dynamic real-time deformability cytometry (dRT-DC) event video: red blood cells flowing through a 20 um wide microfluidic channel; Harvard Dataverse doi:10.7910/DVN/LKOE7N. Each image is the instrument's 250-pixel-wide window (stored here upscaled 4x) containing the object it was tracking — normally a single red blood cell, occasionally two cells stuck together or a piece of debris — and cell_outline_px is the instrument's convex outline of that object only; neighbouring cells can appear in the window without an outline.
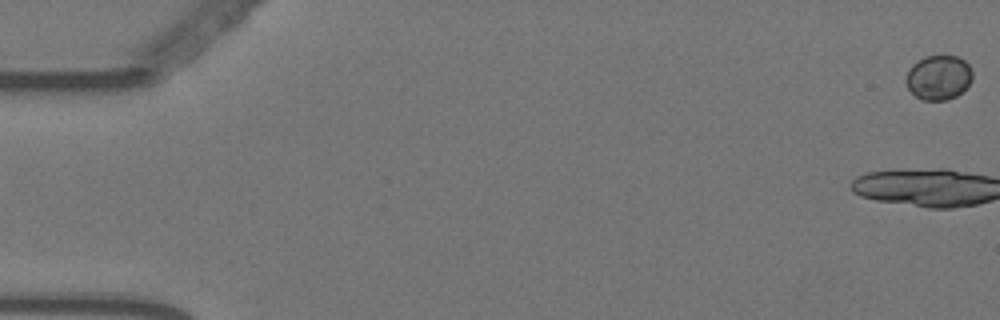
{"species": "Egyptian fruit bat (a non-hibernating species)", "species_latin": "Rousettus aegyptiacus", "temperature_condition": "warm", "stored_images_in_passage": 58, "camera_frame_rate_fps": 3000, "um_per_image_px": 0.085, "animal": {"sex": "female"}, "frame": {"image": 1, "passage_image": 1, "time_ms": 0.0, "image_size_px": [1000, 320], "cell_outline_px": [[972, 80], [956, 96], [948, 100], [924, 100], [916, 96], [908, 88], [904, 80], [908, 68], [916, 60], [924, 56], [956, 56], [964, 60], [968, 64], [972, 72]], "centroid_in_image_um": [79.74, 6.57], "position_along_channel_um": 5.3, "area_um2": 17.34}, "authors_computed_cell_mechanics": {"area_um2": 20.4323, "velocity_mm_per_s": 3.571, "shape_relaxation_time_tau1_ms": 7.3174, "shape_relaxation_time_tau2_ms": null, "deformation_change_tau1": 0.2106, "deformation_change_tau2": null}}